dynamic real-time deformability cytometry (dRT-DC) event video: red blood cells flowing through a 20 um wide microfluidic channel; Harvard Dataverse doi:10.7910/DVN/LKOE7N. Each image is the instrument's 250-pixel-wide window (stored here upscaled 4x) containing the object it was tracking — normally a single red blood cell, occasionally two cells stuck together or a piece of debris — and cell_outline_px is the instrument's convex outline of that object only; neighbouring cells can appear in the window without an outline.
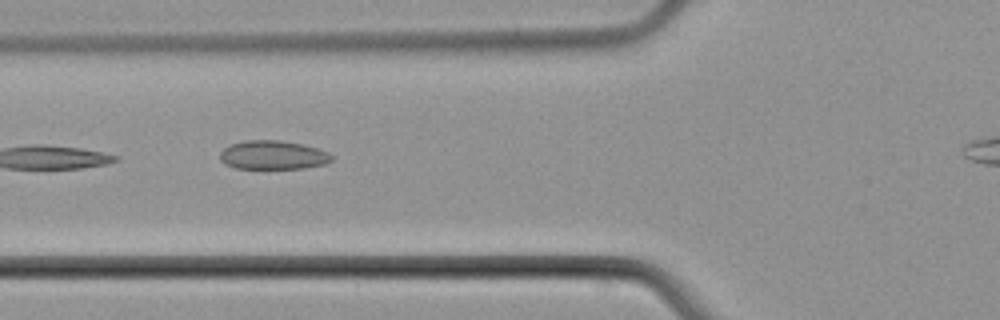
{"species": "common noctule bat (a hibernating species)", "species_latin": "Nyctalus noctula", "temperature_condition": "cold", "stored_images_in_passage": 5, "camera_frame_rate_fps": 3000, "um_per_image_px": 0.085, "animal": {"sex": "male", "body_mass_g": 21.5, "forearm_length_mm": 52.0}, "frame": {"image": 1, "passage_image": 3, "time_ms": 2.333, "image_size_px": [1000, 320], "cell_outline_px": [[332, 160], [324, 164], [304, 168], [236, 168], [224, 164], [220, 160], [220, 152], [228, 144], [244, 140], [280, 140], [304, 144], [328, 152], [332, 156]], "centroid_in_image_um": [23.17, 13.16], "position_along_channel_um": 102.6, "area_um2": 18.84}}
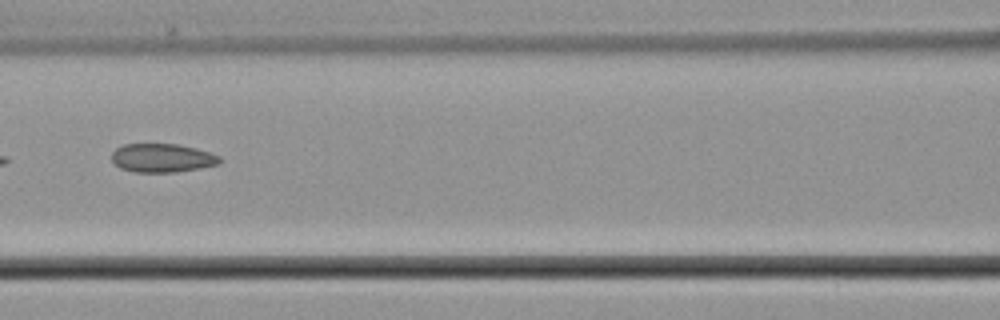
{"frame": {"image": 2, "passage_image": 4, "time_ms": 3.667, "image_size_px": [1000, 320], "cell_outline_px": [[220, 164], [200, 168], [176, 172], [136, 172], [120, 168], [112, 160], [112, 152], [116, 148], [124, 144], [180, 144], [196, 148], [220, 156]], "centroid_in_image_um": [13.79, 13.42], "position_along_channel_um": 152.8, "area_um2": 18.03}}